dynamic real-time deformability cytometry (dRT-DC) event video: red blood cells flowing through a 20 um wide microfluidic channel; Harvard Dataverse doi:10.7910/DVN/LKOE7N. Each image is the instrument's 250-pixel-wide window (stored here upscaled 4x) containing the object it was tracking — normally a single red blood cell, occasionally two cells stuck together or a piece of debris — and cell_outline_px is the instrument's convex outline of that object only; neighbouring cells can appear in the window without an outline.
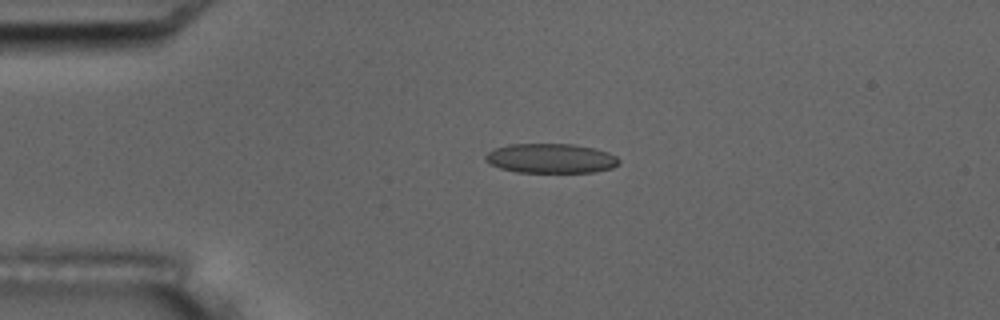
{"species": "common noctule bat (a hibernating species)", "species_latin": "Nyctalus noctula", "temperature_condition": "room temperature", "stored_images_in_passage": 3, "camera_frame_rate_fps": 3000, "um_per_image_px": 0.085, "animal": {"sex": "male", "body_mass_g": 17.5, "forearm_length_mm": 52.3}, "frame": {"image": 1, "passage_image": 2, "time_ms": 1.0, "image_size_px": [1000, 320], "cell_outline_px": [[620, 164], [612, 168], [592, 172], [516, 172], [500, 168], [488, 164], [484, 160], [484, 156], [492, 148], [508, 144], [572, 144], [596, 148], [608, 152], [616, 156], [620, 160]], "centroid_in_image_um": [46.79, 13.45], "position_along_channel_um": 38.2, "area_um2": 23.29}}